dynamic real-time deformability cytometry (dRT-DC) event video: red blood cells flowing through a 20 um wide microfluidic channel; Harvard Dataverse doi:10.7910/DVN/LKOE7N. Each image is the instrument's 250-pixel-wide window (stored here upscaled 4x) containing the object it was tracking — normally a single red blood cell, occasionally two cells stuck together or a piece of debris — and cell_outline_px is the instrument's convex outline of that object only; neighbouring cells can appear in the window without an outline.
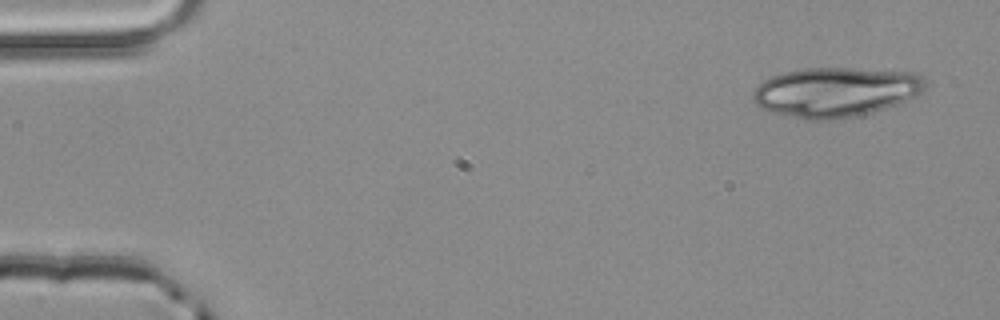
{"species": "common noctule bat (a hibernating species)", "species_latin": "Nyctalus noctula", "temperature_condition": "room temperature", "stored_images_in_passage": 4, "camera_frame_rate_fps": 3000, "um_per_image_px": 0.085, "animal": {"sex": "male", "body_mass_g": 20.4}, "frame": {"image": 1, "passage_image": 4, "time_ms": 1.0, "image_size_px": [1000, 320], "cell_outline_px": [[928, 84], [916, 96], [896, 104], [872, 112], [832, 120], [804, 120], [784, 116], [760, 108], [752, 100], [752, 92], [764, 80], [772, 76], [784, 72], [804, 68], [852, 68], [916, 72], [928, 80]], "centroid_in_image_um": [71.02, 7.82], "position_along_channel_um": 14.0, "area_um2": 50.23}}